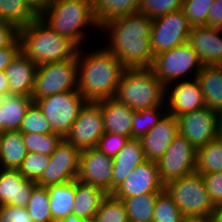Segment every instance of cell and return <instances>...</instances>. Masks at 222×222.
Wrapping results in <instances>:
<instances>
[{
  "mask_svg": "<svg viewBox=\"0 0 222 222\" xmlns=\"http://www.w3.org/2000/svg\"><path fill=\"white\" fill-rule=\"evenodd\" d=\"M152 19L137 12L113 19L100 30L107 35L105 46L126 69L151 68L154 55L151 49ZM109 41V42H108Z\"/></svg>",
  "mask_w": 222,
  "mask_h": 222,
  "instance_id": "cell-1",
  "label": "cell"
},
{
  "mask_svg": "<svg viewBox=\"0 0 222 222\" xmlns=\"http://www.w3.org/2000/svg\"><path fill=\"white\" fill-rule=\"evenodd\" d=\"M77 51V90L86 102H99L115 96L122 73L126 69L121 61L104 45L96 50Z\"/></svg>",
  "mask_w": 222,
  "mask_h": 222,
  "instance_id": "cell-2",
  "label": "cell"
},
{
  "mask_svg": "<svg viewBox=\"0 0 222 222\" xmlns=\"http://www.w3.org/2000/svg\"><path fill=\"white\" fill-rule=\"evenodd\" d=\"M21 51L37 66L73 58L79 47L38 16L19 30Z\"/></svg>",
  "mask_w": 222,
  "mask_h": 222,
  "instance_id": "cell-3",
  "label": "cell"
},
{
  "mask_svg": "<svg viewBox=\"0 0 222 222\" xmlns=\"http://www.w3.org/2000/svg\"><path fill=\"white\" fill-rule=\"evenodd\" d=\"M38 17L79 48L88 37L85 27L100 29L92 13L91 0H49Z\"/></svg>",
  "mask_w": 222,
  "mask_h": 222,
  "instance_id": "cell-4",
  "label": "cell"
},
{
  "mask_svg": "<svg viewBox=\"0 0 222 222\" xmlns=\"http://www.w3.org/2000/svg\"><path fill=\"white\" fill-rule=\"evenodd\" d=\"M166 87L150 68L125 69L114 98L134 111L146 107H166Z\"/></svg>",
  "mask_w": 222,
  "mask_h": 222,
  "instance_id": "cell-5",
  "label": "cell"
},
{
  "mask_svg": "<svg viewBox=\"0 0 222 222\" xmlns=\"http://www.w3.org/2000/svg\"><path fill=\"white\" fill-rule=\"evenodd\" d=\"M164 190L186 216H211L215 205L206 190L202 174L192 173L165 184Z\"/></svg>",
  "mask_w": 222,
  "mask_h": 222,
  "instance_id": "cell-6",
  "label": "cell"
},
{
  "mask_svg": "<svg viewBox=\"0 0 222 222\" xmlns=\"http://www.w3.org/2000/svg\"><path fill=\"white\" fill-rule=\"evenodd\" d=\"M202 68V62L197 53L189 43H185L156 55L150 69L166 87L169 84L177 82L179 79V81L186 80V75L190 72L194 76L191 77L188 75V78H197Z\"/></svg>",
  "mask_w": 222,
  "mask_h": 222,
  "instance_id": "cell-7",
  "label": "cell"
},
{
  "mask_svg": "<svg viewBox=\"0 0 222 222\" xmlns=\"http://www.w3.org/2000/svg\"><path fill=\"white\" fill-rule=\"evenodd\" d=\"M77 79L76 55L73 58L37 66L31 98L35 102L42 97L77 90Z\"/></svg>",
  "mask_w": 222,
  "mask_h": 222,
  "instance_id": "cell-8",
  "label": "cell"
},
{
  "mask_svg": "<svg viewBox=\"0 0 222 222\" xmlns=\"http://www.w3.org/2000/svg\"><path fill=\"white\" fill-rule=\"evenodd\" d=\"M35 103L42 110L53 133L65 138L86 101L78 90H70L39 98Z\"/></svg>",
  "mask_w": 222,
  "mask_h": 222,
  "instance_id": "cell-9",
  "label": "cell"
},
{
  "mask_svg": "<svg viewBox=\"0 0 222 222\" xmlns=\"http://www.w3.org/2000/svg\"><path fill=\"white\" fill-rule=\"evenodd\" d=\"M191 28L182 9L153 19L150 42L154 57L187 43Z\"/></svg>",
  "mask_w": 222,
  "mask_h": 222,
  "instance_id": "cell-10",
  "label": "cell"
},
{
  "mask_svg": "<svg viewBox=\"0 0 222 222\" xmlns=\"http://www.w3.org/2000/svg\"><path fill=\"white\" fill-rule=\"evenodd\" d=\"M197 150L180 133L174 138L164 155L156 162L164 185L190 175L196 169Z\"/></svg>",
  "mask_w": 222,
  "mask_h": 222,
  "instance_id": "cell-11",
  "label": "cell"
},
{
  "mask_svg": "<svg viewBox=\"0 0 222 222\" xmlns=\"http://www.w3.org/2000/svg\"><path fill=\"white\" fill-rule=\"evenodd\" d=\"M179 133L197 150L219 137V113L207 107L179 115Z\"/></svg>",
  "mask_w": 222,
  "mask_h": 222,
  "instance_id": "cell-12",
  "label": "cell"
},
{
  "mask_svg": "<svg viewBox=\"0 0 222 222\" xmlns=\"http://www.w3.org/2000/svg\"><path fill=\"white\" fill-rule=\"evenodd\" d=\"M104 133L101 107L97 103L86 102L64 139L84 150L96 147Z\"/></svg>",
  "mask_w": 222,
  "mask_h": 222,
  "instance_id": "cell-13",
  "label": "cell"
},
{
  "mask_svg": "<svg viewBox=\"0 0 222 222\" xmlns=\"http://www.w3.org/2000/svg\"><path fill=\"white\" fill-rule=\"evenodd\" d=\"M81 150L65 139L50 156L48 167L36 182L40 186L63 184L77 179Z\"/></svg>",
  "mask_w": 222,
  "mask_h": 222,
  "instance_id": "cell-14",
  "label": "cell"
},
{
  "mask_svg": "<svg viewBox=\"0 0 222 222\" xmlns=\"http://www.w3.org/2000/svg\"><path fill=\"white\" fill-rule=\"evenodd\" d=\"M164 186L160 179L157 163L145 160L130 172L125 180L112 191L111 195L122 200L148 193H160L164 190Z\"/></svg>",
  "mask_w": 222,
  "mask_h": 222,
  "instance_id": "cell-15",
  "label": "cell"
},
{
  "mask_svg": "<svg viewBox=\"0 0 222 222\" xmlns=\"http://www.w3.org/2000/svg\"><path fill=\"white\" fill-rule=\"evenodd\" d=\"M113 158L97 148L81 150L77 180L112 193Z\"/></svg>",
  "mask_w": 222,
  "mask_h": 222,
  "instance_id": "cell-16",
  "label": "cell"
},
{
  "mask_svg": "<svg viewBox=\"0 0 222 222\" xmlns=\"http://www.w3.org/2000/svg\"><path fill=\"white\" fill-rule=\"evenodd\" d=\"M165 96L167 113L175 117L205 107L201 85L197 78L177 81L174 86L169 84L166 86Z\"/></svg>",
  "mask_w": 222,
  "mask_h": 222,
  "instance_id": "cell-17",
  "label": "cell"
},
{
  "mask_svg": "<svg viewBox=\"0 0 222 222\" xmlns=\"http://www.w3.org/2000/svg\"><path fill=\"white\" fill-rule=\"evenodd\" d=\"M178 134L177 118L166 113L153 128L139 138L146 160L157 162Z\"/></svg>",
  "mask_w": 222,
  "mask_h": 222,
  "instance_id": "cell-18",
  "label": "cell"
},
{
  "mask_svg": "<svg viewBox=\"0 0 222 222\" xmlns=\"http://www.w3.org/2000/svg\"><path fill=\"white\" fill-rule=\"evenodd\" d=\"M221 31L206 25L191 28L187 43L197 53L203 66H222Z\"/></svg>",
  "mask_w": 222,
  "mask_h": 222,
  "instance_id": "cell-19",
  "label": "cell"
},
{
  "mask_svg": "<svg viewBox=\"0 0 222 222\" xmlns=\"http://www.w3.org/2000/svg\"><path fill=\"white\" fill-rule=\"evenodd\" d=\"M36 182L23 177L18 169L0 168V206L26 207Z\"/></svg>",
  "mask_w": 222,
  "mask_h": 222,
  "instance_id": "cell-20",
  "label": "cell"
},
{
  "mask_svg": "<svg viewBox=\"0 0 222 222\" xmlns=\"http://www.w3.org/2000/svg\"><path fill=\"white\" fill-rule=\"evenodd\" d=\"M37 65H35L22 51L5 68L8 78L9 95L31 97Z\"/></svg>",
  "mask_w": 222,
  "mask_h": 222,
  "instance_id": "cell-21",
  "label": "cell"
},
{
  "mask_svg": "<svg viewBox=\"0 0 222 222\" xmlns=\"http://www.w3.org/2000/svg\"><path fill=\"white\" fill-rule=\"evenodd\" d=\"M96 103L101 107L105 132L132 138L133 109L114 97Z\"/></svg>",
  "mask_w": 222,
  "mask_h": 222,
  "instance_id": "cell-22",
  "label": "cell"
},
{
  "mask_svg": "<svg viewBox=\"0 0 222 222\" xmlns=\"http://www.w3.org/2000/svg\"><path fill=\"white\" fill-rule=\"evenodd\" d=\"M146 160L139 138H130L113 158L112 191Z\"/></svg>",
  "mask_w": 222,
  "mask_h": 222,
  "instance_id": "cell-23",
  "label": "cell"
},
{
  "mask_svg": "<svg viewBox=\"0 0 222 222\" xmlns=\"http://www.w3.org/2000/svg\"><path fill=\"white\" fill-rule=\"evenodd\" d=\"M108 194L99 187L75 179L73 214L86 221H93L102 200Z\"/></svg>",
  "mask_w": 222,
  "mask_h": 222,
  "instance_id": "cell-24",
  "label": "cell"
},
{
  "mask_svg": "<svg viewBox=\"0 0 222 222\" xmlns=\"http://www.w3.org/2000/svg\"><path fill=\"white\" fill-rule=\"evenodd\" d=\"M205 107L222 113V66H203L197 75Z\"/></svg>",
  "mask_w": 222,
  "mask_h": 222,
  "instance_id": "cell-25",
  "label": "cell"
},
{
  "mask_svg": "<svg viewBox=\"0 0 222 222\" xmlns=\"http://www.w3.org/2000/svg\"><path fill=\"white\" fill-rule=\"evenodd\" d=\"M140 0H91L92 13L101 28L107 22L139 12Z\"/></svg>",
  "mask_w": 222,
  "mask_h": 222,
  "instance_id": "cell-26",
  "label": "cell"
},
{
  "mask_svg": "<svg viewBox=\"0 0 222 222\" xmlns=\"http://www.w3.org/2000/svg\"><path fill=\"white\" fill-rule=\"evenodd\" d=\"M27 151L20 131L0 133V168L19 169Z\"/></svg>",
  "mask_w": 222,
  "mask_h": 222,
  "instance_id": "cell-27",
  "label": "cell"
},
{
  "mask_svg": "<svg viewBox=\"0 0 222 222\" xmlns=\"http://www.w3.org/2000/svg\"><path fill=\"white\" fill-rule=\"evenodd\" d=\"M47 189L53 222L64 219L73 213L75 180L63 184L49 185Z\"/></svg>",
  "mask_w": 222,
  "mask_h": 222,
  "instance_id": "cell-28",
  "label": "cell"
},
{
  "mask_svg": "<svg viewBox=\"0 0 222 222\" xmlns=\"http://www.w3.org/2000/svg\"><path fill=\"white\" fill-rule=\"evenodd\" d=\"M27 96L6 95L1 97L3 132L19 131L27 109L33 103Z\"/></svg>",
  "mask_w": 222,
  "mask_h": 222,
  "instance_id": "cell-29",
  "label": "cell"
},
{
  "mask_svg": "<svg viewBox=\"0 0 222 222\" xmlns=\"http://www.w3.org/2000/svg\"><path fill=\"white\" fill-rule=\"evenodd\" d=\"M37 16L24 0H0V21L11 23L19 30Z\"/></svg>",
  "mask_w": 222,
  "mask_h": 222,
  "instance_id": "cell-30",
  "label": "cell"
},
{
  "mask_svg": "<svg viewBox=\"0 0 222 222\" xmlns=\"http://www.w3.org/2000/svg\"><path fill=\"white\" fill-rule=\"evenodd\" d=\"M196 173L222 172V139L217 138L197 149Z\"/></svg>",
  "mask_w": 222,
  "mask_h": 222,
  "instance_id": "cell-31",
  "label": "cell"
},
{
  "mask_svg": "<svg viewBox=\"0 0 222 222\" xmlns=\"http://www.w3.org/2000/svg\"><path fill=\"white\" fill-rule=\"evenodd\" d=\"M159 193L123 198L129 222H152L154 204Z\"/></svg>",
  "mask_w": 222,
  "mask_h": 222,
  "instance_id": "cell-32",
  "label": "cell"
},
{
  "mask_svg": "<svg viewBox=\"0 0 222 222\" xmlns=\"http://www.w3.org/2000/svg\"><path fill=\"white\" fill-rule=\"evenodd\" d=\"M166 113L167 107L159 106H151L140 111H134L132 119V138H140L145 135Z\"/></svg>",
  "mask_w": 222,
  "mask_h": 222,
  "instance_id": "cell-33",
  "label": "cell"
},
{
  "mask_svg": "<svg viewBox=\"0 0 222 222\" xmlns=\"http://www.w3.org/2000/svg\"><path fill=\"white\" fill-rule=\"evenodd\" d=\"M26 209L34 222H53L47 187L36 185L33 188Z\"/></svg>",
  "mask_w": 222,
  "mask_h": 222,
  "instance_id": "cell-34",
  "label": "cell"
},
{
  "mask_svg": "<svg viewBox=\"0 0 222 222\" xmlns=\"http://www.w3.org/2000/svg\"><path fill=\"white\" fill-rule=\"evenodd\" d=\"M22 138L27 152H36L49 156H51L55 152L57 146L64 139L61 135L56 133L22 134Z\"/></svg>",
  "mask_w": 222,
  "mask_h": 222,
  "instance_id": "cell-35",
  "label": "cell"
},
{
  "mask_svg": "<svg viewBox=\"0 0 222 222\" xmlns=\"http://www.w3.org/2000/svg\"><path fill=\"white\" fill-rule=\"evenodd\" d=\"M93 222H129L124 203L108 194L95 213Z\"/></svg>",
  "mask_w": 222,
  "mask_h": 222,
  "instance_id": "cell-36",
  "label": "cell"
},
{
  "mask_svg": "<svg viewBox=\"0 0 222 222\" xmlns=\"http://www.w3.org/2000/svg\"><path fill=\"white\" fill-rule=\"evenodd\" d=\"M184 217L165 190L157 195L152 222H183Z\"/></svg>",
  "mask_w": 222,
  "mask_h": 222,
  "instance_id": "cell-37",
  "label": "cell"
},
{
  "mask_svg": "<svg viewBox=\"0 0 222 222\" xmlns=\"http://www.w3.org/2000/svg\"><path fill=\"white\" fill-rule=\"evenodd\" d=\"M19 131L22 134L36 133L49 134L53 133L49 122L43 115L42 110L33 102L27 109Z\"/></svg>",
  "mask_w": 222,
  "mask_h": 222,
  "instance_id": "cell-38",
  "label": "cell"
},
{
  "mask_svg": "<svg viewBox=\"0 0 222 222\" xmlns=\"http://www.w3.org/2000/svg\"><path fill=\"white\" fill-rule=\"evenodd\" d=\"M49 160V155L27 152L18 170L22 173L24 178L37 182L48 167Z\"/></svg>",
  "mask_w": 222,
  "mask_h": 222,
  "instance_id": "cell-39",
  "label": "cell"
},
{
  "mask_svg": "<svg viewBox=\"0 0 222 222\" xmlns=\"http://www.w3.org/2000/svg\"><path fill=\"white\" fill-rule=\"evenodd\" d=\"M214 0H183L182 10L191 27L207 26L209 9Z\"/></svg>",
  "mask_w": 222,
  "mask_h": 222,
  "instance_id": "cell-40",
  "label": "cell"
},
{
  "mask_svg": "<svg viewBox=\"0 0 222 222\" xmlns=\"http://www.w3.org/2000/svg\"><path fill=\"white\" fill-rule=\"evenodd\" d=\"M183 0H140L139 12L155 19L167 13L182 9Z\"/></svg>",
  "mask_w": 222,
  "mask_h": 222,
  "instance_id": "cell-41",
  "label": "cell"
},
{
  "mask_svg": "<svg viewBox=\"0 0 222 222\" xmlns=\"http://www.w3.org/2000/svg\"><path fill=\"white\" fill-rule=\"evenodd\" d=\"M128 140L129 138L126 136L105 132L99 139L95 148L103 152L106 156L114 158Z\"/></svg>",
  "mask_w": 222,
  "mask_h": 222,
  "instance_id": "cell-42",
  "label": "cell"
},
{
  "mask_svg": "<svg viewBox=\"0 0 222 222\" xmlns=\"http://www.w3.org/2000/svg\"><path fill=\"white\" fill-rule=\"evenodd\" d=\"M202 177L213 204H222V172L206 173Z\"/></svg>",
  "mask_w": 222,
  "mask_h": 222,
  "instance_id": "cell-43",
  "label": "cell"
},
{
  "mask_svg": "<svg viewBox=\"0 0 222 222\" xmlns=\"http://www.w3.org/2000/svg\"><path fill=\"white\" fill-rule=\"evenodd\" d=\"M0 222H34L26 207L17 205L0 206Z\"/></svg>",
  "mask_w": 222,
  "mask_h": 222,
  "instance_id": "cell-44",
  "label": "cell"
},
{
  "mask_svg": "<svg viewBox=\"0 0 222 222\" xmlns=\"http://www.w3.org/2000/svg\"><path fill=\"white\" fill-rule=\"evenodd\" d=\"M20 52L21 41L18 36L9 46L0 49V71H4Z\"/></svg>",
  "mask_w": 222,
  "mask_h": 222,
  "instance_id": "cell-45",
  "label": "cell"
},
{
  "mask_svg": "<svg viewBox=\"0 0 222 222\" xmlns=\"http://www.w3.org/2000/svg\"><path fill=\"white\" fill-rule=\"evenodd\" d=\"M19 36V29L13 24L0 21V49L9 46Z\"/></svg>",
  "mask_w": 222,
  "mask_h": 222,
  "instance_id": "cell-46",
  "label": "cell"
},
{
  "mask_svg": "<svg viewBox=\"0 0 222 222\" xmlns=\"http://www.w3.org/2000/svg\"><path fill=\"white\" fill-rule=\"evenodd\" d=\"M207 26L222 29V0H214L207 17Z\"/></svg>",
  "mask_w": 222,
  "mask_h": 222,
  "instance_id": "cell-47",
  "label": "cell"
},
{
  "mask_svg": "<svg viewBox=\"0 0 222 222\" xmlns=\"http://www.w3.org/2000/svg\"><path fill=\"white\" fill-rule=\"evenodd\" d=\"M9 95L8 78L5 71H0V97Z\"/></svg>",
  "mask_w": 222,
  "mask_h": 222,
  "instance_id": "cell-48",
  "label": "cell"
},
{
  "mask_svg": "<svg viewBox=\"0 0 222 222\" xmlns=\"http://www.w3.org/2000/svg\"><path fill=\"white\" fill-rule=\"evenodd\" d=\"M37 14H39L49 0H24Z\"/></svg>",
  "mask_w": 222,
  "mask_h": 222,
  "instance_id": "cell-49",
  "label": "cell"
},
{
  "mask_svg": "<svg viewBox=\"0 0 222 222\" xmlns=\"http://www.w3.org/2000/svg\"><path fill=\"white\" fill-rule=\"evenodd\" d=\"M183 222H214L212 216H186Z\"/></svg>",
  "mask_w": 222,
  "mask_h": 222,
  "instance_id": "cell-50",
  "label": "cell"
},
{
  "mask_svg": "<svg viewBox=\"0 0 222 222\" xmlns=\"http://www.w3.org/2000/svg\"><path fill=\"white\" fill-rule=\"evenodd\" d=\"M211 216L214 222H222V204L215 205Z\"/></svg>",
  "mask_w": 222,
  "mask_h": 222,
  "instance_id": "cell-51",
  "label": "cell"
},
{
  "mask_svg": "<svg viewBox=\"0 0 222 222\" xmlns=\"http://www.w3.org/2000/svg\"><path fill=\"white\" fill-rule=\"evenodd\" d=\"M54 222H87L85 219L78 217L75 214H69L67 217L64 219L54 221Z\"/></svg>",
  "mask_w": 222,
  "mask_h": 222,
  "instance_id": "cell-52",
  "label": "cell"
},
{
  "mask_svg": "<svg viewBox=\"0 0 222 222\" xmlns=\"http://www.w3.org/2000/svg\"><path fill=\"white\" fill-rule=\"evenodd\" d=\"M3 132V116H2V106L0 97V133Z\"/></svg>",
  "mask_w": 222,
  "mask_h": 222,
  "instance_id": "cell-53",
  "label": "cell"
},
{
  "mask_svg": "<svg viewBox=\"0 0 222 222\" xmlns=\"http://www.w3.org/2000/svg\"><path fill=\"white\" fill-rule=\"evenodd\" d=\"M219 138L222 139V113H219Z\"/></svg>",
  "mask_w": 222,
  "mask_h": 222,
  "instance_id": "cell-54",
  "label": "cell"
}]
</instances>
